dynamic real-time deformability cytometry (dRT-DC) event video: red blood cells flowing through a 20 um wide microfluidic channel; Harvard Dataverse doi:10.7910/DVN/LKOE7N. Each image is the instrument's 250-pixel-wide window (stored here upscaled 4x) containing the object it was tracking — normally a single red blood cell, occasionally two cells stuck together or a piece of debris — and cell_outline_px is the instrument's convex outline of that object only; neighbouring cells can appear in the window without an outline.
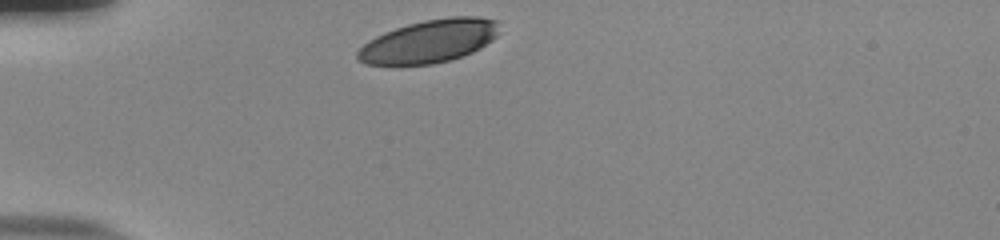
{"species": "human", "species_latin": "Homo sapiens", "temperature_condition": "room temperature", "stored_images_in_passage": 31, "camera_frame_rate_fps": 3000, "um_per_image_px": 0.085, "donor": {"sex": "male"}, "frame": {"image": 1, "passage_image": 1, "time_ms": 0.0, "image_size_px": [1000, 240], "cell_outline_px": [[500, 32], [492, 40], [480, 48], [472, 52], [448, 60], [432, 64], [364, 64], [356, 56], [356, 52], [368, 40], [384, 32], [408, 24], [424, 20], [452, 16], [476, 16], [496, 20]], "centroid_in_image_um": [36.49, 3.49], "position_along_channel_um": 48.5, "area_um2": 35.26}}
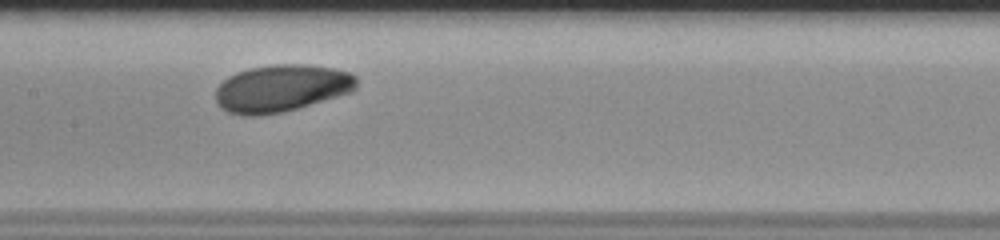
{"frame": {"image": 2, "passage_image": 14, "time_ms": 4.333, "image_size_px": [1000, 240], "cell_outline_px": [[356, 88], [352, 92], [284, 112], [260, 116], [240, 116], [228, 112], [220, 108], [216, 104], [216, 88], [228, 76], [236, 72], [248, 68], [272, 64], [308, 64], [332, 68], [348, 72], [356, 76]], "centroid_in_image_um": [23.88, 7.51], "position_along_channel_um": 183.5, "area_um2": 39.19}}
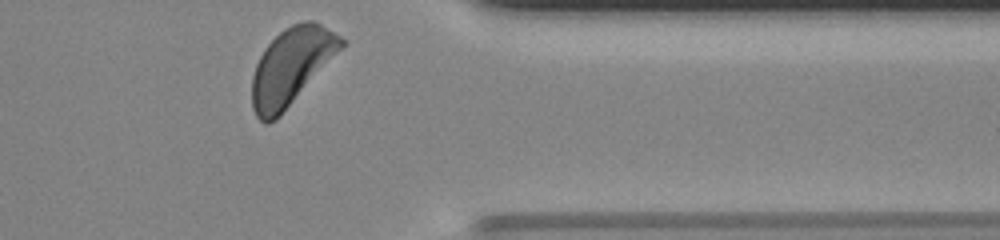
{"frame": {"image": 3, "passage_image": 31, "time_ms": 10.0, "image_size_px": [1000, 240], "cell_outline_px": [[348, 44], [280, 116], [276, 120], [268, 124], [264, 124], [256, 116], [252, 108], [252, 76], [256, 64], [264, 48], [284, 28], [292, 24], [304, 20], [312, 20], [320, 24], [340, 36]], "centroid_in_image_um": [24.78, 5.66], "position_along_channel_um": 386.6, "area_um2": 40.29}, "authors_computed_cell_mechanics": {"area_um2": 38.437, "velocity_mm_per_s": 3.7289, "shape_relaxation_time_tau1_ms": 1.3192, "shape_relaxation_time_tau2_ms": null, "deformation_change_tau1": 0.081, "deformation_change_tau2": null}}